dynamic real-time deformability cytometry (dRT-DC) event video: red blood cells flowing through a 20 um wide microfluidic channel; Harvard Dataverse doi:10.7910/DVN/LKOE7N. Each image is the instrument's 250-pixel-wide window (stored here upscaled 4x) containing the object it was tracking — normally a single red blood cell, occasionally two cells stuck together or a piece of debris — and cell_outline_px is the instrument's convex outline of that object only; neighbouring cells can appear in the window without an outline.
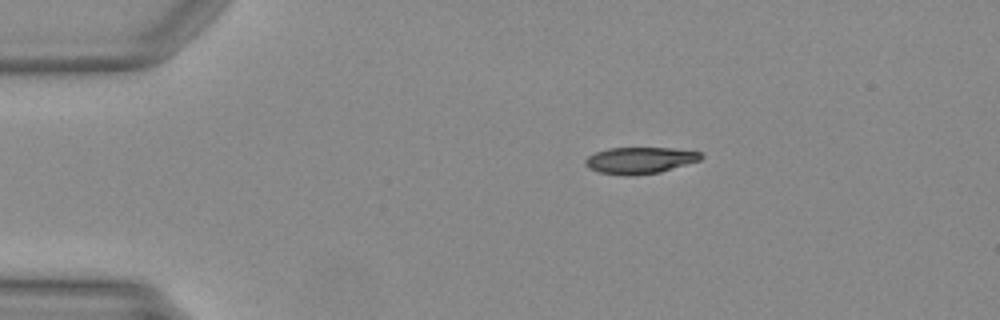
{"species": "Egyptian fruit bat (a non-hibernating species)", "species_latin": "Rousettus aegyptiacus", "temperature_condition": "warm", "stored_images_in_passage": 41, "camera_frame_rate_fps": 3000, "um_per_image_px": 0.085, "animal": {"sex": "female"}, "frame": {"image": 1, "passage_image": 1, "time_ms": 0.0, "image_size_px": [1000, 320], "cell_outline_px": [[704, 156], [700, 160], [660, 172], [632, 176], [624, 176], [600, 172], [588, 168], [584, 164], [584, 160], [588, 156], [596, 152], [608, 148], [672, 148], [700, 152]], "centroid_in_image_um": [54.36, 13.63], "position_along_channel_um": 30.6, "area_um2": 17.92}}
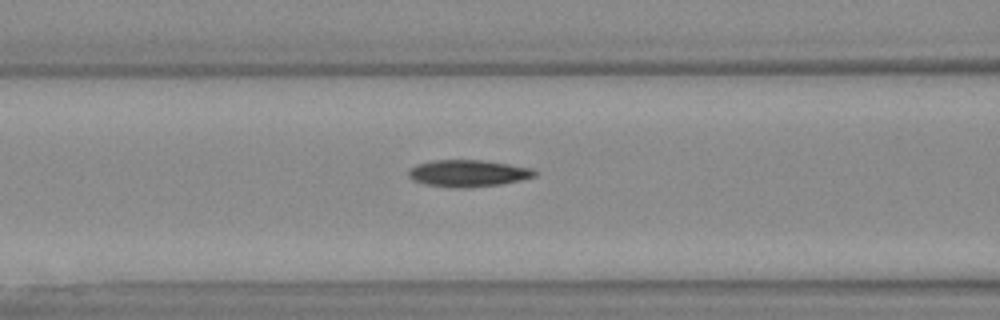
{"frame": {"image": 2, "passage_image": 12, "time_ms": 3.667, "image_size_px": [1000, 320], "cell_outline_px": [[536, 176], [520, 180], [500, 184], [464, 188], [456, 188], [424, 184], [412, 180], [408, 176], [408, 172], [416, 164], [432, 160], [484, 160], [532, 168], [536, 172]], "centroid_in_image_um": [39.76, 14.73], "position_along_channel_um": 126.8, "area_um2": 19.71}}
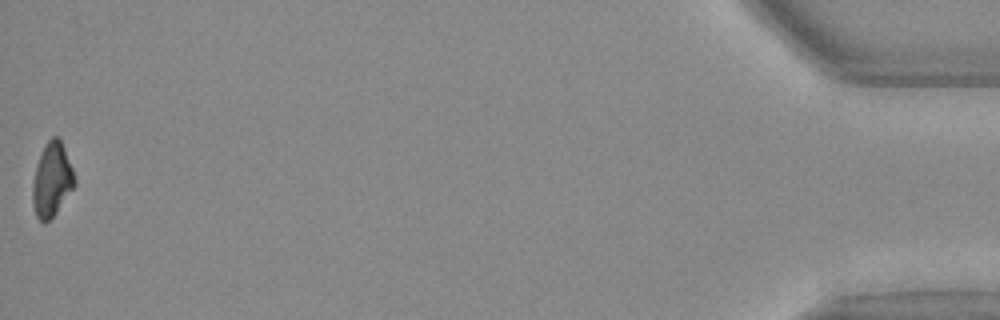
{"frame": {"image": 3, "passage_image": 41, "time_ms": 13.333, "image_size_px": [1000, 320], "cell_outline_px": [[76, 184], [56, 212], [44, 224], [36, 216], [32, 204], [32, 184], [36, 164], [44, 144], [52, 136], [60, 136], [72, 168], [76, 180]], "centroid_in_image_um": [4.4, 15.25], "position_along_channel_um": 430.8, "area_um2": 18.21}}